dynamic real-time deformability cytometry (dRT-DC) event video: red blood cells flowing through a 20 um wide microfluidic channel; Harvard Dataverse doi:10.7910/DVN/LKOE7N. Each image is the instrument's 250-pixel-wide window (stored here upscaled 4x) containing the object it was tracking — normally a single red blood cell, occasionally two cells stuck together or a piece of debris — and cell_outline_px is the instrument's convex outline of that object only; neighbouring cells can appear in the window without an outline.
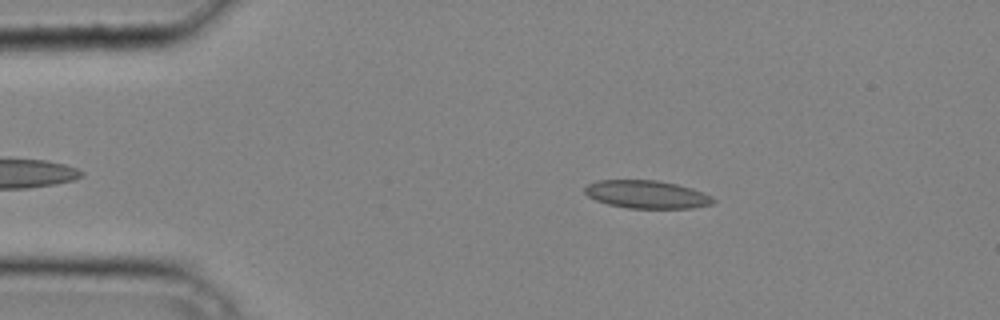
{"species": "common noctule bat (a hibernating species)", "species_latin": "Nyctalus noctula", "temperature_condition": "cold", "stored_images_in_passage": 40, "camera_frame_rate_fps": 3000, "um_per_image_px": 0.085, "animal": {"sex": "male", "body_mass_g": 20.4}, "frame": {"image": 1, "passage_image": 7, "time_ms": 2.0, "image_size_px": [1000, 320], "cell_outline_px": [[716, 200], [712, 204], [692, 208], [628, 208], [608, 204], [596, 200], [588, 196], [584, 192], [584, 188], [588, 184], [596, 180], [656, 180], [676, 184], [692, 188], [704, 192], [712, 196]], "centroid_in_image_um": [54.98, 16.52], "position_along_channel_um": 30.0, "area_um2": 20.98}}
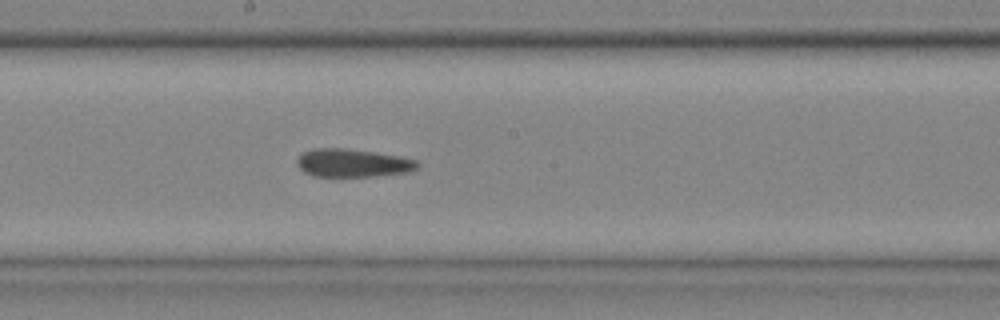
{"frame": {"image": 2, "passage_image": 22, "time_ms": 7.0, "image_size_px": [1000, 320], "cell_outline_px": [[420, 164], [416, 168], [404, 172], [372, 176], [312, 176], [304, 172], [296, 164], [296, 160], [304, 152], [312, 148], [348, 148], [376, 152], [400, 156], [416, 160]], "centroid_in_image_um": [29.94, 13.84], "position_along_channel_um": 218.3, "area_um2": 19.65}}
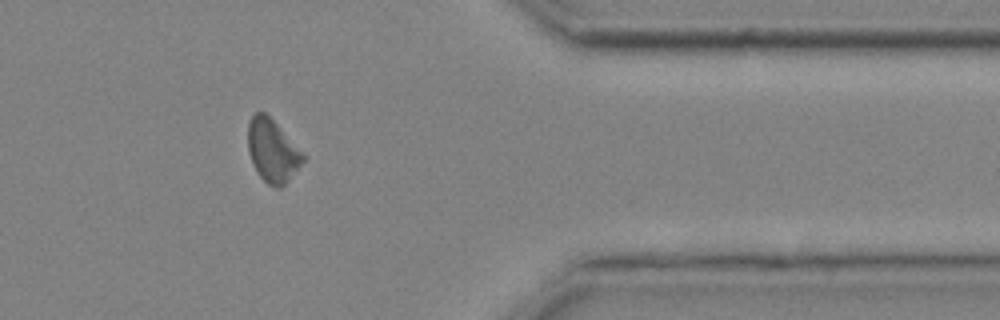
{"frame": {"image": 3, "passage_image": 34, "time_ms": 11.0, "image_size_px": [1000, 320], "cell_outline_px": [[304, 160], [288, 180], [280, 188], [276, 188], [268, 184], [256, 172], [248, 152], [248, 124], [252, 116], [256, 112], [264, 112], [276, 124], [304, 156]], "centroid_in_image_um": [23.11, 12.83], "position_along_channel_um": 388.3, "area_um2": 19.48}}